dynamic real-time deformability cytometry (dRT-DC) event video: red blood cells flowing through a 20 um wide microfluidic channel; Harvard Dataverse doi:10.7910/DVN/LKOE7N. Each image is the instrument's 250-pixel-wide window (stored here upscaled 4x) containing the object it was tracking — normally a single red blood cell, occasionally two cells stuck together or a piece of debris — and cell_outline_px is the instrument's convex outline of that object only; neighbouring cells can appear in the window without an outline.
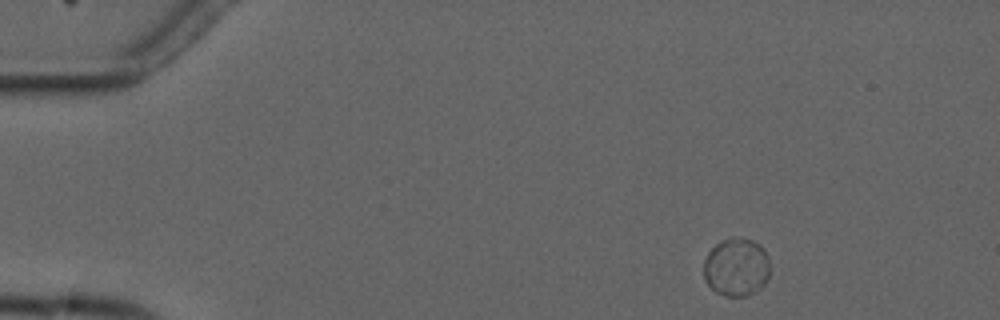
{"species": "common noctule bat (a hibernating species)", "species_latin": "Nyctalus noctula", "temperature_condition": "cold", "stored_images_in_passage": 3, "camera_frame_rate_fps": 3000, "um_per_image_px": 0.085, "animal": {"sex": "male", "forearm_length_mm": 52.5}, "frame": {"image": 1, "passage_image": 1, "time_ms": 0.0, "image_size_px": [1000, 320], "cell_outline_px": [[768, 276], [764, 284], [760, 288], [748, 296], [724, 296], [716, 292], [704, 280], [704, 260], [708, 252], [720, 240], [752, 240], [760, 244], [764, 248], [768, 256]], "centroid_in_image_um": [62.58, 22.74], "position_along_channel_um": 22.4, "area_um2": 22.2}}